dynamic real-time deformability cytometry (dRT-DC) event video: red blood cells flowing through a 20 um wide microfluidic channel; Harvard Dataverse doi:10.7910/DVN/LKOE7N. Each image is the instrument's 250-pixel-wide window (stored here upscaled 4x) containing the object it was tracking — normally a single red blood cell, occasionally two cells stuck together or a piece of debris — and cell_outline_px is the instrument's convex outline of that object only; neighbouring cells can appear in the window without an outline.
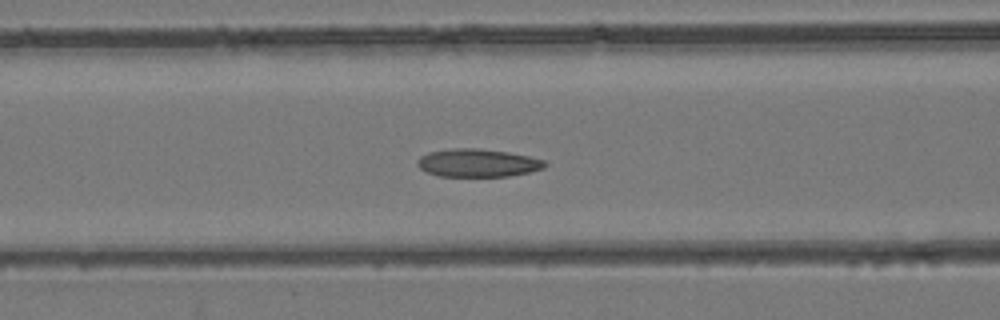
{"species": "common noctule bat (a hibernating species)", "species_latin": "Nyctalus noctula", "temperature_condition": "room temperature", "stored_images_in_passage": 44, "camera_frame_rate_fps": 3000, "um_per_image_px": 0.085, "animal": {"sex": "female", "body_mass_g": 24.6, "forearm_length_mm": 56.2}, "frame": {"image": 1, "passage_image": 16, "time_ms": 5.0, "image_size_px": [1000, 320], "cell_outline_px": [[548, 164], [544, 168], [528, 172], [508, 176], [440, 176], [428, 172], [420, 168], [416, 164], [416, 160], [420, 156], [428, 152], [452, 148], [480, 148], [508, 152], [528, 156], [544, 160]], "centroid_in_image_um": [40.59, 13.84], "position_along_channel_um": 126.0, "area_um2": 20.81}}
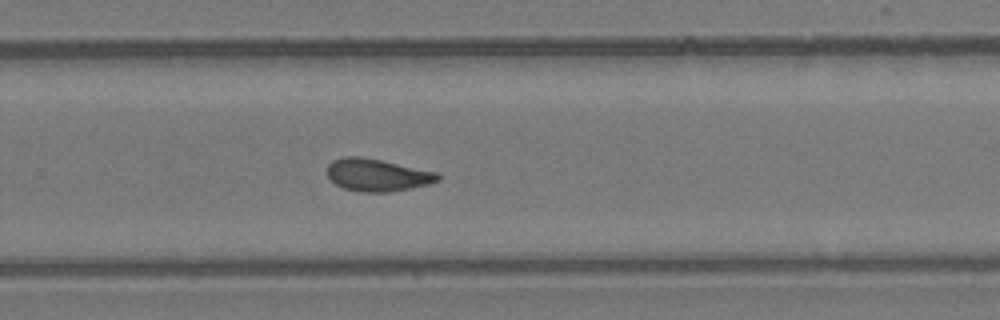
{"frame": {"image": 2, "passage_image": 28, "time_ms": 9.0, "image_size_px": [1000, 320], "cell_outline_px": [[440, 180], [428, 184], [388, 192], [360, 192], [344, 188], [336, 184], [328, 176], [328, 164], [332, 160], [344, 156], [360, 156], [380, 160], [436, 172], [440, 176]], "centroid_in_image_um": [32.04, 14.87], "position_along_channel_um": 297.8, "area_um2": 20.63}}
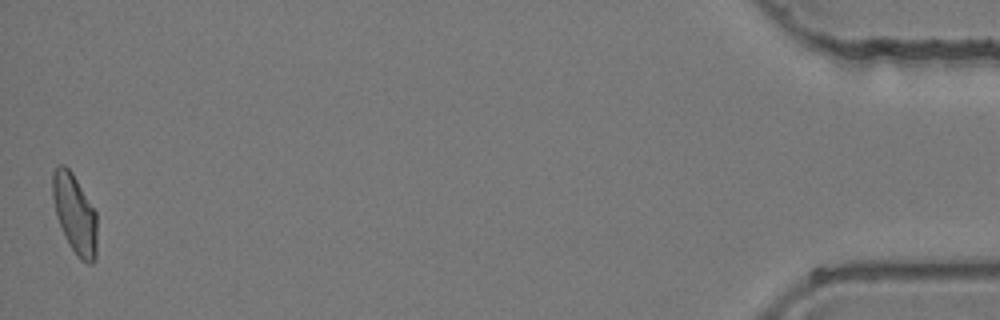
{"frame": {"image": 3, "passage_image": 44, "time_ms": 14.333, "image_size_px": [1000, 320], "cell_outline_px": [[96, 260], [92, 264], [88, 264], [80, 260], [76, 256], [68, 244], [64, 236], [56, 216], [52, 196], [52, 172], [60, 164], [64, 164], [72, 172], [96, 212]], "centroid_in_image_um": [6.34, 18.21], "position_along_channel_um": 428.9, "area_um2": 20.75}}